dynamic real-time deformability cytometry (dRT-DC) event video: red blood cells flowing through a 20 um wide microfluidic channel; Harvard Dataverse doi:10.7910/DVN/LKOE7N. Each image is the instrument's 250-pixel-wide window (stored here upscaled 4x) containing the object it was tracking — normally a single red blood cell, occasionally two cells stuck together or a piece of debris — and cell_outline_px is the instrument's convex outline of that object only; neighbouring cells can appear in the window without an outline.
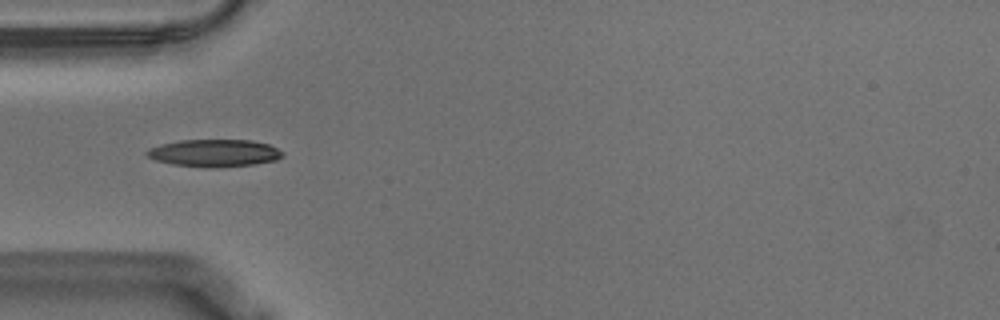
{"species": "Egyptian fruit bat (a non-hibernating species)", "species_latin": "Rousettus aegyptiacus", "temperature_condition": "warm", "stored_images_in_passage": 40, "camera_frame_rate_fps": 3000, "um_per_image_px": 0.085, "animal": {"sex": "male"}, "frame": {"image": 1, "passage_image": 1, "time_ms": 0.0, "image_size_px": [1000, 320], "cell_outline_px": [[284, 156], [276, 160], [252, 164], [212, 168], [208, 168], [172, 164], [156, 160], [148, 156], [144, 152], [148, 148], [160, 144], [180, 140], [252, 140], [268, 144], [284, 152]], "centroid_in_image_um": [18.2, 13.0], "position_along_channel_um": 66.8, "area_um2": 21.68}}
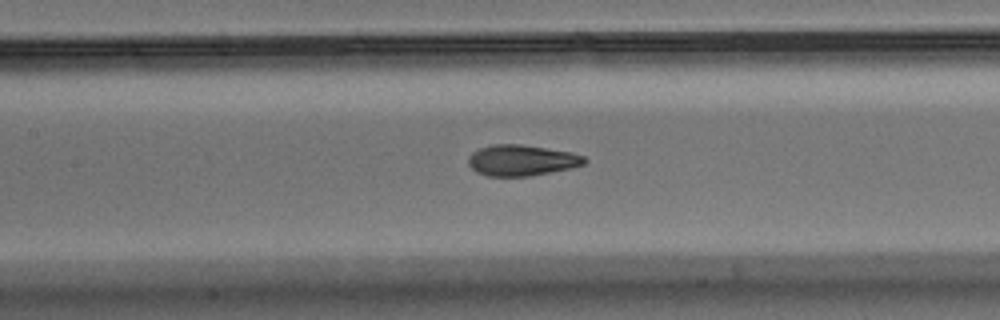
{"frame": {"image": 2, "passage_image": 9, "time_ms": 2.667, "image_size_px": [1000, 320], "cell_outline_px": [[588, 160], [584, 164], [572, 168], [528, 176], [488, 176], [476, 172], [468, 164], [468, 156], [472, 152], [480, 148], [492, 144], [520, 144], [572, 152], [584, 156]], "centroid_in_image_um": [44.33, 13.62], "position_along_channel_um": 163.1, "area_um2": 20.98}}
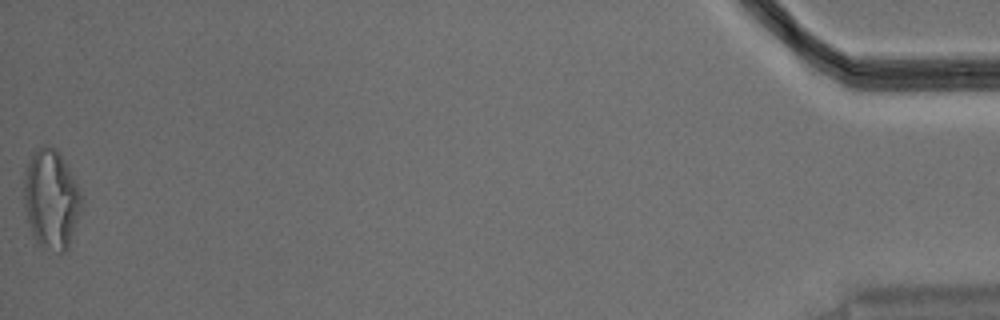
{"frame": {"image": 3, "passage_image": 40, "time_ms": 13.0, "image_size_px": [1000, 320], "cell_outline_px": [[84, 204], [68, 248], [64, 252], [60, 252], [44, 248], [32, 236], [28, 220], [24, 200], [24, 168], [32, 152], [36, 148], [44, 144], [56, 148], [60, 152], [84, 200]], "centroid_in_image_um": [4.35, 16.9], "position_along_channel_um": 430.8, "area_um2": 33.64}, "authors_computed_cell_mechanics": {"area_um2": 21.6461, "velocity_mm_per_s": 3.5633, "shape_relaxation_time_tau1_ms": 5.7959, "shape_relaxation_time_tau2_ms": 1.3446, "deformation_change_tau1": 0.1852, "deformation_change_tau2": 0.0739}}